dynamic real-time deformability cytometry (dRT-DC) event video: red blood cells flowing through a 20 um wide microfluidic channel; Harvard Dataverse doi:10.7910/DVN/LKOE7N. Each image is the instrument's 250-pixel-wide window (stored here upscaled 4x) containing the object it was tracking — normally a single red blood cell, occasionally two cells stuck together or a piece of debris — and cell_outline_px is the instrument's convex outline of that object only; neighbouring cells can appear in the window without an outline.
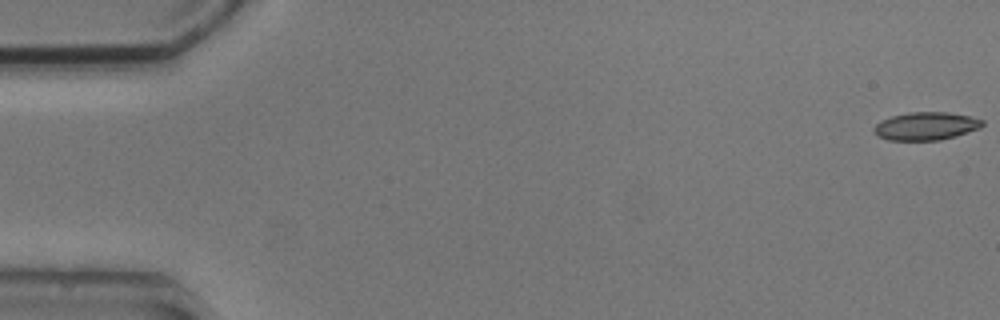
{"species": "common noctule bat (a hibernating species)", "species_latin": "Nyctalus noctula", "temperature_condition": "cold", "stored_images_in_passage": 5, "camera_frame_rate_fps": 3000, "um_per_image_px": 0.085, "animal": {"sex": "male", "body_mass_g": 20.5, "forearm_length_mm": 52.5}, "frame": {"image": 1, "passage_image": 1, "time_ms": 0.0, "image_size_px": [1000, 320], "cell_outline_px": [[984, 124], [980, 128], [940, 140], [888, 140], [880, 136], [872, 128], [880, 120], [892, 116], [912, 112], [948, 112], [972, 116], [984, 120]], "centroid_in_image_um": [78.73, 10.7], "position_along_channel_um": 6.3, "area_um2": 17.57}}
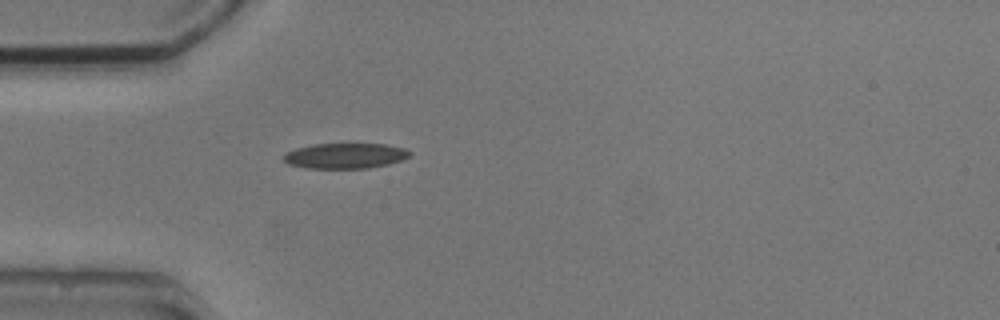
{"frame": {"image": 2, "passage_image": 5, "time_ms": 5.0, "image_size_px": [1000, 320], "cell_outline_px": [[412, 156], [388, 164], [368, 168], [308, 168], [288, 164], [284, 160], [284, 156], [288, 152], [296, 148], [312, 144], [384, 144], [404, 148], [412, 152]], "centroid_in_image_um": [29.37, 13.24], "position_along_channel_um": 55.6, "area_um2": 18.55}}